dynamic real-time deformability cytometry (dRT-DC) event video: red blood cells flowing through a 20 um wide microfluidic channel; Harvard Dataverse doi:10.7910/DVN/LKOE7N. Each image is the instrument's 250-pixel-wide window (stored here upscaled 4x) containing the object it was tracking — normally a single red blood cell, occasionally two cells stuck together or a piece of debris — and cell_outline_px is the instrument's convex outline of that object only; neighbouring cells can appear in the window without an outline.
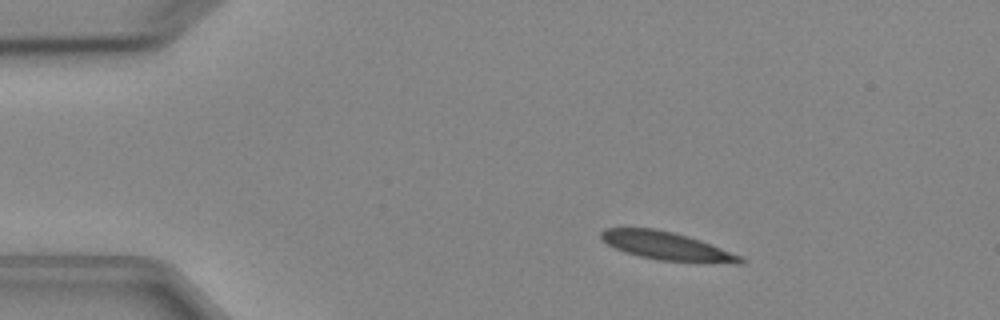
{"species": "Egyptian fruit bat (a non-hibernating species)", "species_latin": "Rousettus aegyptiacus", "temperature_condition": "cold", "stored_images_in_passage": 5, "segment_of_instrument_passage": [1, 2], "camera_frame_rate_fps": 3000, "um_per_image_px": 0.085, "animal": {"sex": "female"}, "frame": {"image": 1, "passage_image": 3, "time_ms": 2.333, "image_size_px": [1000, 320], "cell_outline_px": [[744, 264], [736, 264], [660, 260], [640, 256], [616, 248], [600, 240], [600, 232], [604, 228], [656, 228], [688, 236], [700, 240], [740, 256], [744, 260]], "centroid_in_image_um": [56.65, 20.9], "position_along_channel_um": 28.3, "area_um2": 22.6}}